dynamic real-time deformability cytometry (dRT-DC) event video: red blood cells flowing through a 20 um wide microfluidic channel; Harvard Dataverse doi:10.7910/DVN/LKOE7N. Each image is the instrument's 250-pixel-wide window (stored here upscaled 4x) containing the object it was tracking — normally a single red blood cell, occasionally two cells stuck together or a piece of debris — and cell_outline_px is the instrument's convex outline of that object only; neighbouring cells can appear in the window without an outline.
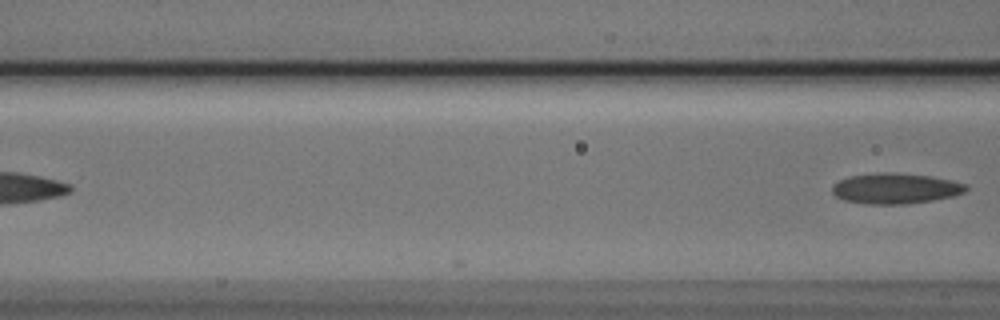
{"species": "Egyptian fruit bat (a non-hibernating species)", "species_latin": "Rousettus aegyptiacus", "temperature_condition": "cold", "stored_images_in_passage": 3, "camera_frame_rate_fps": 3000, "um_per_image_px": 0.085, "animal": {"sex": "male"}, "frame": {"image": 1, "passage_image": 3, "time_ms": 0.667, "image_size_px": [1000, 320], "cell_outline_px": [[968, 188], [964, 192], [952, 196], [932, 200], [908, 204], [864, 204], [844, 200], [836, 196], [832, 192], [832, 184], [840, 180], [852, 176], [876, 172], [896, 172], [932, 176], [952, 180], [968, 184]], "centroid_in_image_um": [76.12, 16.01], "position_along_channel_um": 90.5, "area_um2": 24.04}}